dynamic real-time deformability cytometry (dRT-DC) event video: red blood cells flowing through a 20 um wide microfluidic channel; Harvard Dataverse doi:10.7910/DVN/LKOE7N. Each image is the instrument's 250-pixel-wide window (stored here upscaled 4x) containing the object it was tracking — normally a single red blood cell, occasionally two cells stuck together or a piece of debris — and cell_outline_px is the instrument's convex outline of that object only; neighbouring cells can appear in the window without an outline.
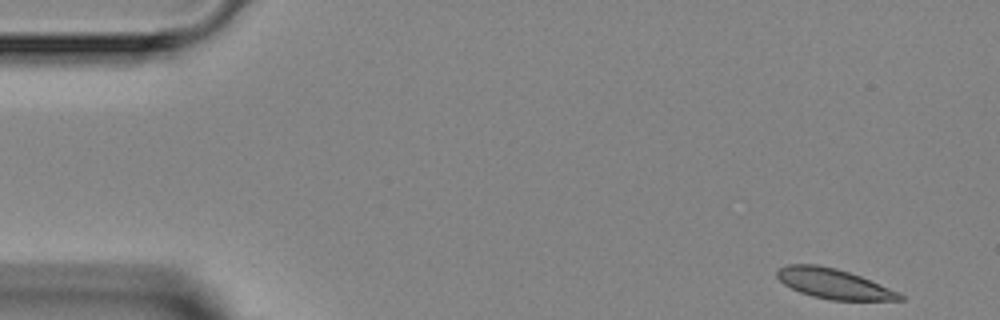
{"species": "Egyptian fruit bat (a non-hibernating species)", "species_latin": "Rousettus aegyptiacus", "temperature_condition": "room temperature", "stored_images_in_passage": 4, "camera_frame_rate_fps": 3000, "um_per_image_px": 0.085, "animal": {"sex": "female"}, "frame": {"image": 1, "passage_image": 1, "time_ms": 0.0, "image_size_px": [1000, 320], "cell_outline_px": [[904, 300], [832, 300], [812, 296], [800, 292], [784, 284], [776, 276], [776, 268], [788, 264], [816, 264], [836, 268], [860, 276], [900, 292], [904, 296]], "centroid_in_image_um": [70.85, 24.11], "position_along_channel_um": 14.2, "area_um2": 21.44}}
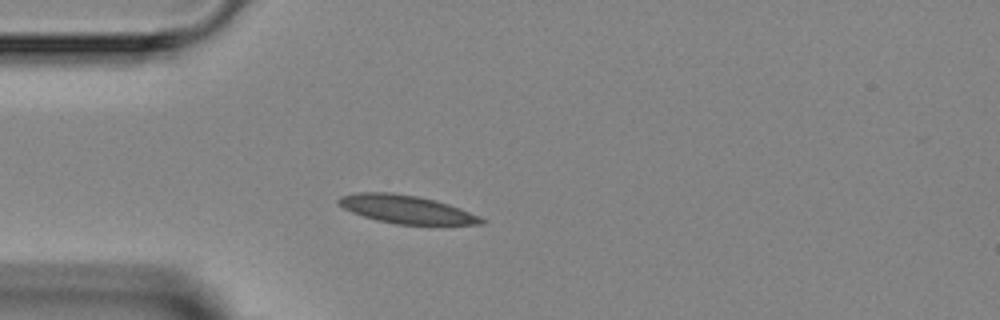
{"frame": {"image": 2, "passage_image": 4, "time_ms": 3.333, "image_size_px": [1000, 320], "cell_outline_px": [[484, 224], [396, 224], [376, 220], [352, 212], [344, 208], [336, 200], [340, 196], [360, 192], [392, 192], [416, 196], [436, 200], [460, 208], [484, 220]], "centroid_in_image_um": [34.48, 17.78], "position_along_channel_um": 50.5, "area_um2": 23.0}}